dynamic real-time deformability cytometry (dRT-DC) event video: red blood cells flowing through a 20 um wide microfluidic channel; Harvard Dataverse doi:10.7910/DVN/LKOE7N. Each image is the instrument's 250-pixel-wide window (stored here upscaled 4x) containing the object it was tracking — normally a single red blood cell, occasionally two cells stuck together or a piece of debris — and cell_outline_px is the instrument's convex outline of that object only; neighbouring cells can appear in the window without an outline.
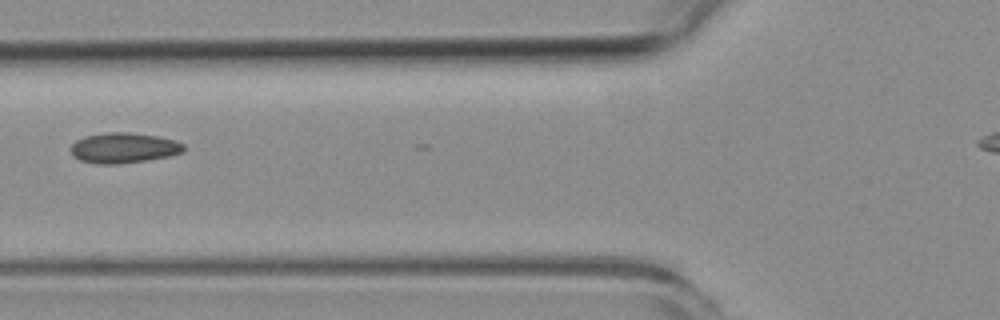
{"species": "common noctule bat (a hibernating species)", "species_latin": "Nyctalus noctula", "temperature_condition": "room temperature", "stored_images_in_passage": 6, "camera_frame_rate_fps": 3000, "um_per_image_px": 0.085, "animal": {"sex": "female", "body_mass_g": 19.3, "forearm_length_mm": 54.1}, "frame": {"image": 1, "passage_image": 3, "time_ms": 2.667, "image_size_px": [1000, 320], "cell_outline_px": [[184, 152], [168, 156], [148, 160], [116, 164], [96, 164], [80, 160], [72, 156], [68, 148], [76, 140], [84, 136], [108, 132], [128, 132], [156, 136], [176, 140], [184, 144]], "centroid_in_image_um": [10.48, 12.57], "position_along_channel_um": 115.3, "area_um2": 20.17}}
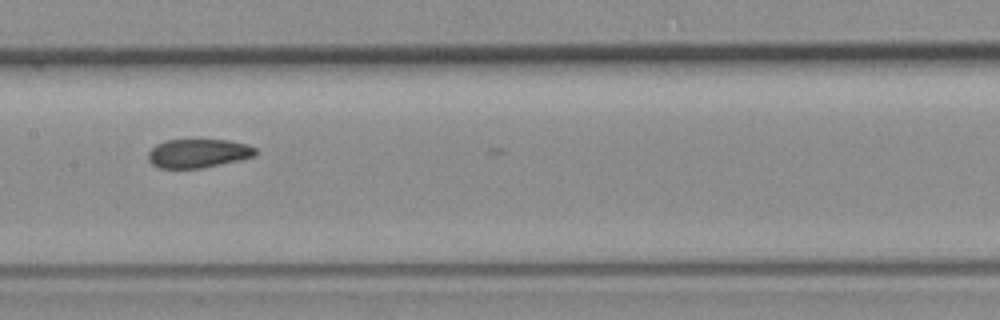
{"frame": {"image": 2, "passage_image": 5, "time_ms": 4.667, "image_size_px": [1000, 320], "cell_outline_px": [[256, 156], [240, 160], [200, 168], [160, 168], [152, 164], [148, 160], [148, 152], [156, 144], [164, 140], [228, 140], [248, 144], [256, 148]], "centroid_in_image_um": [16.85, 13.03], "position_along_channel_um": 190.6, "area_um2": 18.03}}
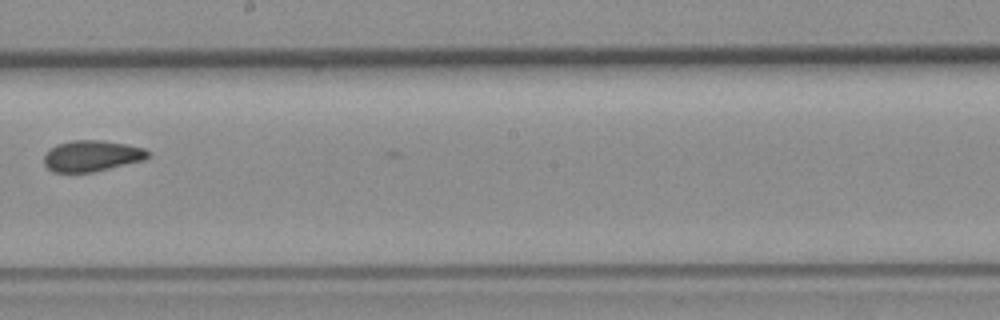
{"frame": {"image": 3, "passage_image": 6, "time_ms": 6.0, "image_size_px": [1000, 320], "cell_outline_px": [[152, 152], [144, 160], [92, 172], [52, 172], [44, 164], [44, 156], [56, 144], [72, 140], [100, 140], [128, 144], [144, 148]], "centroid_in_image_um": [7.82, 13.24], "position_along_channel_um": 240.4, "area_um2": 18.79}}